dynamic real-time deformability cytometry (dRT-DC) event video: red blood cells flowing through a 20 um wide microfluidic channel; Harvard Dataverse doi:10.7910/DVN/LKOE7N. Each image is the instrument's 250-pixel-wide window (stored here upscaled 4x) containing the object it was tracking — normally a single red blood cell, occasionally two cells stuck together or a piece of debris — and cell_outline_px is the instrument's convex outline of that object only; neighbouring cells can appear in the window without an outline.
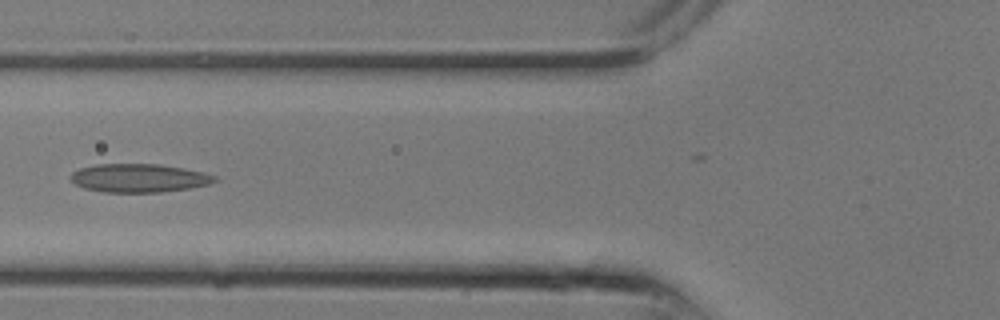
{"species": "common noctule bat (a hibernating species)", "species_latin": "Nyctalus noctula", "temperature_condition": "room temperature", "stored_images_in_passage": 11, "camera_frame_rate_fps": 3000, "um_per_image_px": 0.085, "animal": {"sex": "male", "body_mass_g": 13.3}, "frame": {"image": 1, "passage_image": 4, "time_ms": 1.0, "image_size_px": [1000, 320], "cell_outline_px": [[216, 180], [208, 184], [188, 188], [160, 192], [104, 192], [84, 188], [76, 184], [68, 176], [72, 172], [80, 168], [96, 164], [160, 164], [184, 168], [204, 172], [216, 176]], "centroid_in_image_um": [11.79, 15.12], "position_along_channel_um": 114.0, "area_um2": 23.81}}
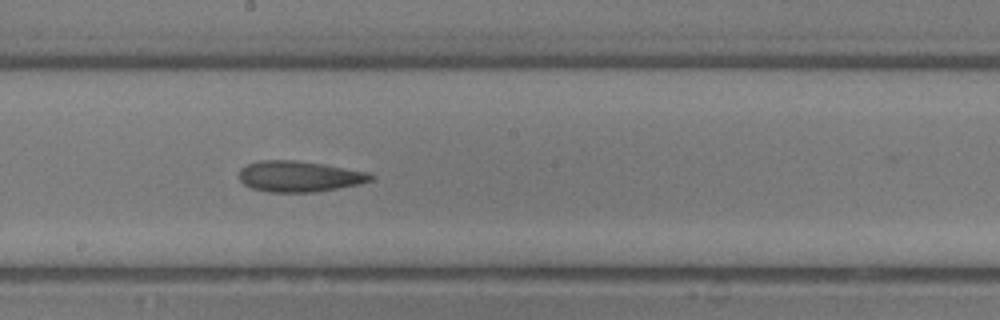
{"frame": {"image": 2, "passage_image": 8, "time_ms": 2.333, "image_size_px": [1000, 320], "cell_outline_px": [[372, 180], [360, 184], [312, 192], [268, 192], [252, 188], [244, 184], [240, 180], [240, 168], [248, 164], [260, 160], [296, 160], [324, 164], [368, 172], [372, 176]], "centroid_in_image_um": [25.42, 14.99], "position_along_channel_um": 222.8, "area_um2": 23.52}}
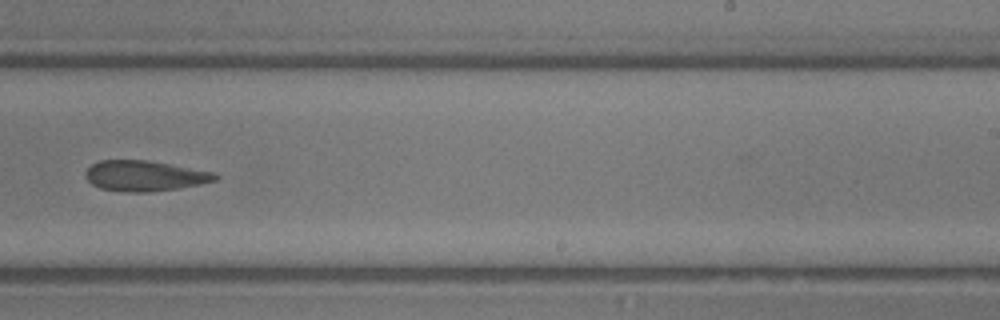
{"frame": {"image": 3, "passage_image": 10, "time_ms": 3.0, "image_size_px": [1000, 320], "cell_outline_px": [[220, 176], [216, 180], [200, 184], [176, 188], [148, 192], [124, 192], [100, 188], [92, 184], [84, 176], [84, 172], [92, 164], [100, 160], [148, 160], [212, 172]], "centroid_in_image_um": [12.25, 14.94], "position_along_channel_um": 276.7, "area_um2": 22.89}}